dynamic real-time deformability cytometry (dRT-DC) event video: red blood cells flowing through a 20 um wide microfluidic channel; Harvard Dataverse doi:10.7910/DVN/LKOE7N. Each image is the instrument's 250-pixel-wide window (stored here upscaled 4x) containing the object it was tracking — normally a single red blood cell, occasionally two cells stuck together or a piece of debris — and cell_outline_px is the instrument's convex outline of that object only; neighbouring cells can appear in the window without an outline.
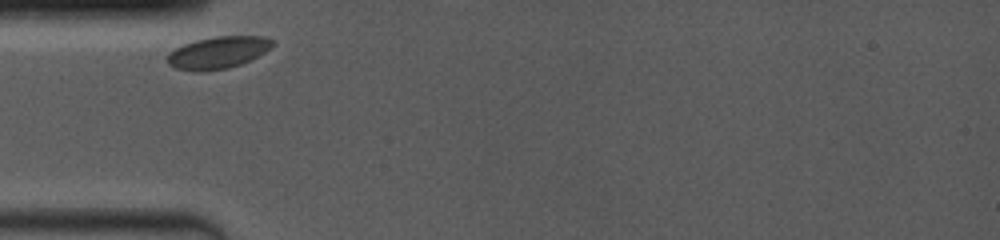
{"species": "common noctule bat (a hibernating species)", "species_latin": "Nyctalus noctula", "temperature_condition": "room temperature", "stored_images_in_passage": 6, "camera_frame_rate_fps": 4000, "um_per_image_px": 0.085, "animal": {"sex": "female", "body_mass_g": 19.0, "forearm_length_mm": 53.3}, "frame": {"image": 1, "passage_image": 1, "time_ms": 0.0, "image_size_px": [1000, 240], "cell_outline_px": [[276, 44], [264, 52], [240, 64], [228, 68], [204, 72], [196, 72], [176, 68], [168, 64], [168, 52], [184, 44], [196, 40], [216, 36], [264, 36], [272, 40]], "centroid_in_image_um": [18.52, 4.47], "position_along_channel_um": 66.5, "area_um2": 19.59}}
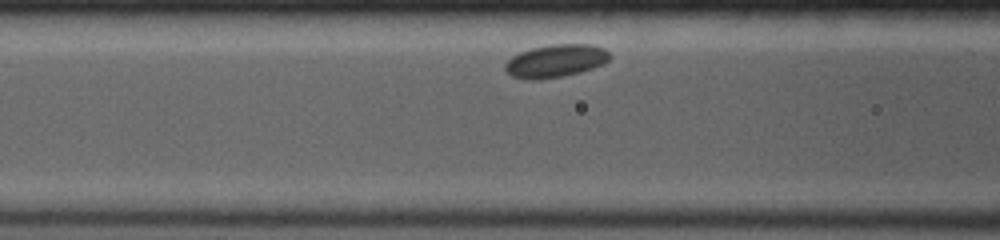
{"frame": {"image": 2, "passage_image": 5, "time_ms": 1.5, "image_size_px": [1000, 240], "cell_outline_px": [[612, 56], [604, 64], [580, 72], [560, 76], [536, 80], [528, 80], [512, 76], [504, 68], [504, 64], [512, 56], [520, 52], [532, 48], [548, 44], [592, 44], [604, 48]], "centroid_in_image_um": [47.23, 5.16], "position_along_channel_um": 119.4, "area_um2": 20.06}}